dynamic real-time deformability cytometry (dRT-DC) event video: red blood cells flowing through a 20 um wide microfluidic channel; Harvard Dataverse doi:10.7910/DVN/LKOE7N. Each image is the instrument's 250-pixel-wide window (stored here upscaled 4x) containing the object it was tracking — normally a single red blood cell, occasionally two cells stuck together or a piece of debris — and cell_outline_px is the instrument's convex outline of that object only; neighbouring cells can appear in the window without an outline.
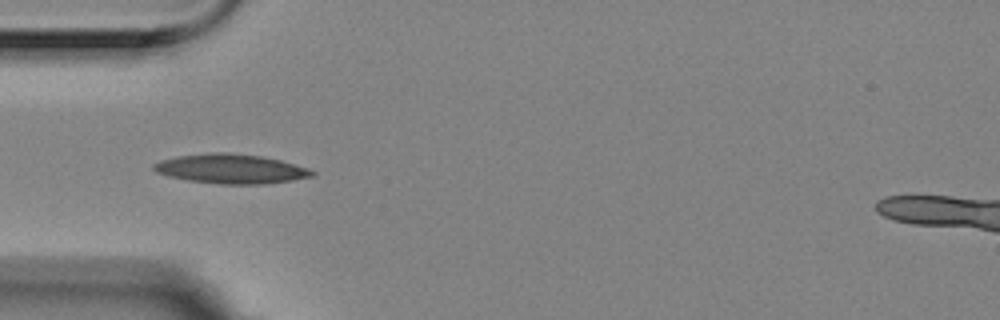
{"species": "Egyptian fruit bat (a non-hibernating species)", "species_latin": "Rousettus aegyptiacus", "temperature_condition": "room temperature", "stored_images_in_passage": 6, "camera_frame_rate_fps": 3000, "um_per_image_px": 0.085, "animal": {"sex": "female"}, "frame": {"image": 1, "passage_image": 2, "time_ms": 0.333, "image_size_px": [1000, 320], "cell_outline_px": [[316, 176], [292, 180], [264, 184], [220, 184], [188, 180], [168, 176], [156, 172], [152, 168], [152, 164], [160, 160], [176, 156], [212, 152], [228, 152], [260, 156], [280, 160], [316, 172]], "centroid_in_image_um": [19.58, 14.35], "position_along_channel_um": 65.4, "area_um2": 27.11}}
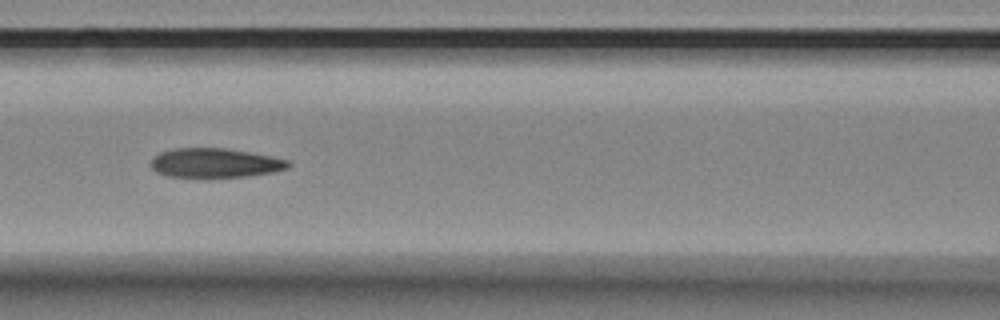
{"frame": {"image": 2, "passage_image": 4, "time_ms": 1.0, "image_size_px": [1000, 320], "cell_outline_px": [[292, 164], [288, 168], [272, 172], [248, 176], [168, 176], [156, 172], [148, 164], [152, 156], [160, 152], [176, 148], [224, 148], [248, 152], [288, 160]], "centroid_in_image_um": [18.22, 13.84], "position_along_channel_um": 148.4, "area_um2": 23.18}}
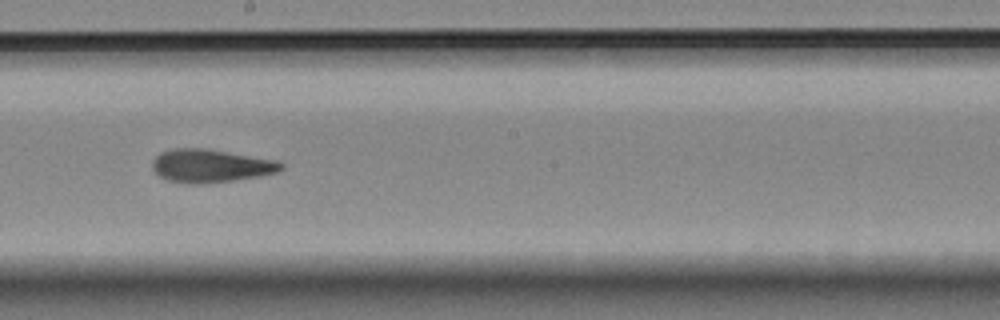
{"frame": {"image": 3, "passage_image": 6, "time_ms": 1.667, "image_size_px": [1000, 320], "cell_outline_px": [[284, 168], [276, 172], [260, 176], [232, 180], [200, 184], [196, 184], [168, 180], [160, 176], [152, 168], [152, 160], [160, 152], [172, 148], [204, 148], [280, 160], [284, 164]], "centroid_in_image_um": [17.93, 14.08], "position_along_channel_um": 230.3, "area_um2": 24.91}}